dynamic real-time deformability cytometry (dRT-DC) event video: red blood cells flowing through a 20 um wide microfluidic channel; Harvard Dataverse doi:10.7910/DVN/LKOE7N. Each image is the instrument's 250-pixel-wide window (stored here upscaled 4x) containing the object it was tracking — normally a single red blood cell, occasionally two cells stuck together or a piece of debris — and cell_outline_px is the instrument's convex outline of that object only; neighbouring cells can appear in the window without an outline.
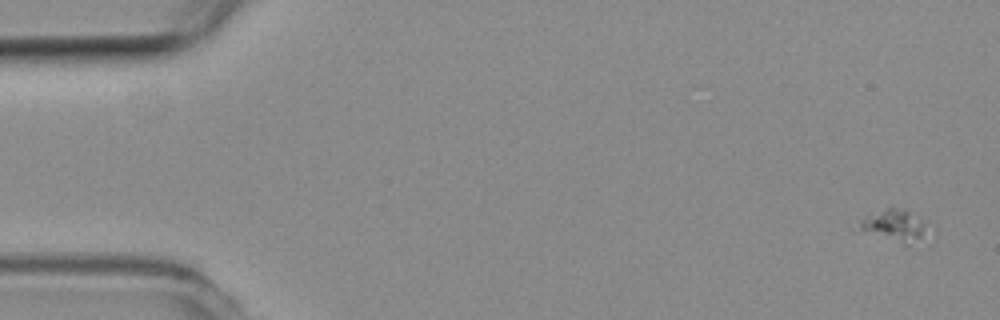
{"species": "common noctule bat (a hibernating species)", "species_latin": "Nyctalus noctula", "temperature_condition": "room temperature", "stored_images_in_passage": 5, "camera_frame_rate_fps": 3000, "um_per_image_px": 0.085, "animal": {"sex": "female", "body_mass_g": 19.3, "forearm_length_mm": 54.1}, "frame": {"image": 1, "passage_image": 1, "time_ms": 0.0, "image_size_px": [1000, 320], "cell_outline_px": [[936, 232], [908, 244], [904, 244], [856, 232], [860, 220], [864, 216], [888, 208], [904, 208], [936, 228]], "centroid_in_image_um": [76.11, 19.2], "position_along_channel_um": 8.9, "area_um2": 13.7}}
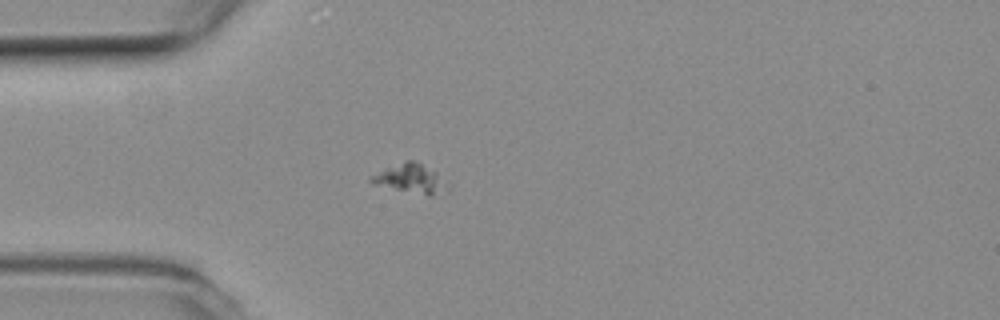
{"frame": {"image": 2, "passage_image": 5, "time_ms": 1.333, "image_size_px": [1000, 320], "cell_outline_px": [[452, 188], [448, 192], [428, 196], [372, 184], [368, 180], [368, 176], [384, 168], [408, 160], [412, 160], [436, 172], [452, 184]], "centroid_in_image_um": [34.96, 15.22], "position_along_channel_um": 50.0, "area_um2": 13.35}}